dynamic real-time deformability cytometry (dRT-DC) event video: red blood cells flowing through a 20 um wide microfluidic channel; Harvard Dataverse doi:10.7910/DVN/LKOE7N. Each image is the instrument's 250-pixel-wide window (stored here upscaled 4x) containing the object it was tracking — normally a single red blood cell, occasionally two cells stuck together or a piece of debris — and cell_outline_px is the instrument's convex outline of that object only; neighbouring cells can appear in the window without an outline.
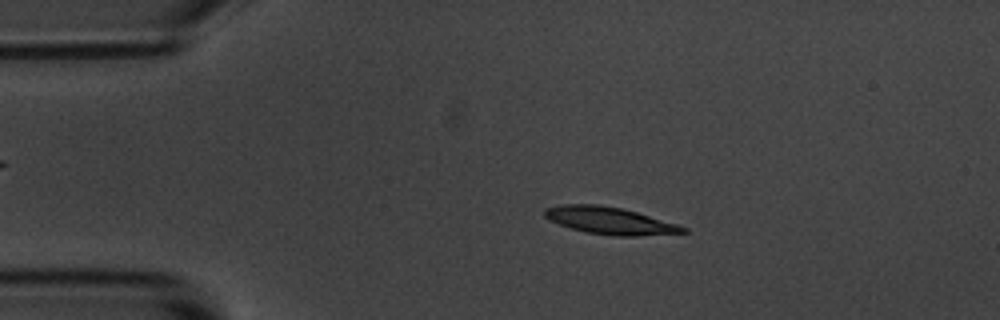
{"species": "common noctule bat (a hibernating species)", "species_latin": "Nyctalus noctula", "temperature_condition": "room temperature", "stored_images_in_passage": 9, "camera_frame_rate_fps": 3000, "um_per_image_px": 0.085, "animal": {"sex": "male", "body_mass_g": 20.1, "forearm_length_mm": 53.5}, "frame": {"image": 1, "passage_image": 3, "time_ms": 3.333, "image_size_px": [1000, 320], "cell_outline_px": [[688, 232], [636, 236], [616, 236], [584, 232], [548, 220], [544, 216], [544, 208], [560, 204], [600, 204], [620, 208], [636, 212], [676, 224], [688, 228]], "centroid_in_image_um": [51.78, 18.75], "position_along_channel_um": 33.2, "area_um2": 21.79}}
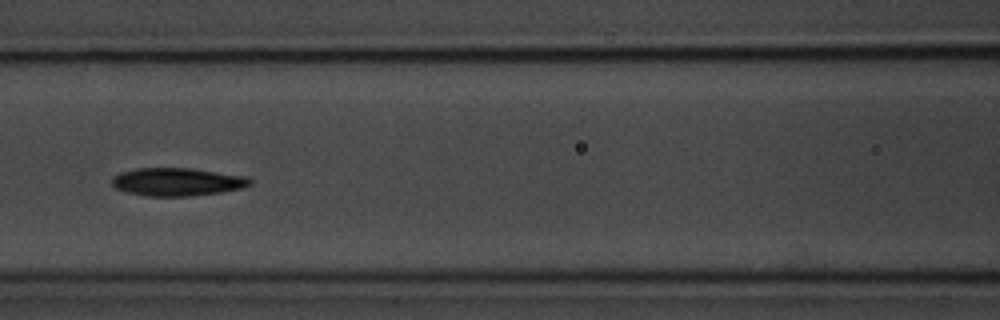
{"frame": {"image": 2, "passage_image": 7, "time_ms": 7.667, "image_size_px": [1000, 320], "cell_outline_px": [[252, 184], [244, 188], [220, 192], [188, 196], [148, 196], [128, 192], [116, 188], [112, 184], [112, 176], [120, 172], [136, 168], [192, 168], [248, 176], [252, 180]], "centroid_in_image_um": [15.1, 15.45], "position_along_channel_um": 151.5, "area_um2": 22.66}}
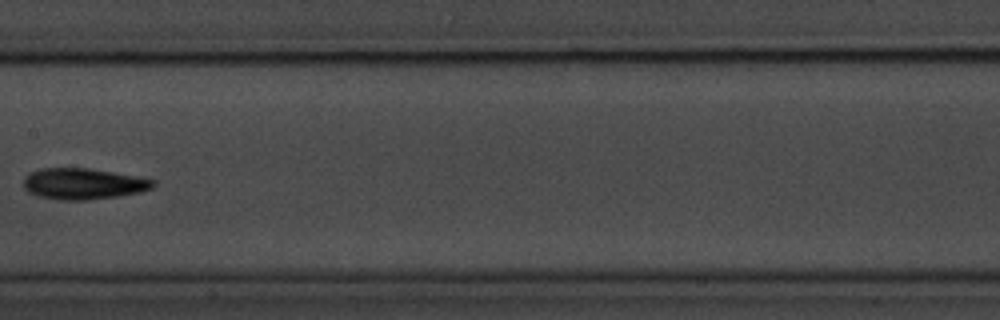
{"frame": {"image": 3, "passage_image": 8, "time_ms": 9.0, "image_size_px": [1000, 320], "cell_outline_px": [[156, 184], [152, 188], [140, 192], [116, 196], [88, 200], [56, 200], [36, 196], [28, 192], [24, 188], [24, 176], [32, 172], [44, 168], [88, 168], [112, 172], [156, 180]], "centroid_in_image_um": [7.05, 15.63], "position_along_channel_um": 200.3, "area_um2": 23.47}}